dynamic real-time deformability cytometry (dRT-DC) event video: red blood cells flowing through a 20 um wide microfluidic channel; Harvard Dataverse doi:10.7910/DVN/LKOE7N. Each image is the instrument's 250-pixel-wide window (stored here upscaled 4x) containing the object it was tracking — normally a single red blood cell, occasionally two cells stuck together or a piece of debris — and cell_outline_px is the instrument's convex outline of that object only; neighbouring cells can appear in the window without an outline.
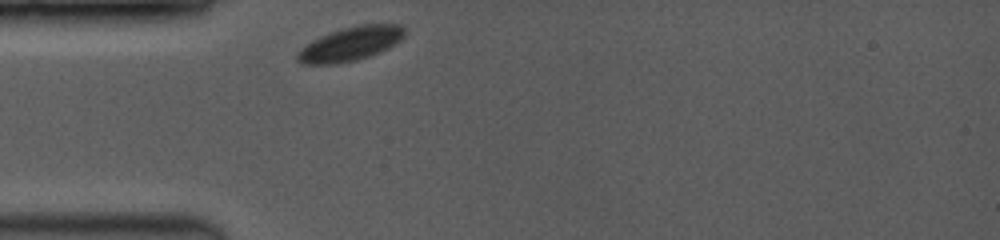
{"species": "common noctule bat (a hibernating species)", "species_latin": "Nyctalus noctula", "temperature_condition": "room temperature", "stored_images_in_passage": 3, "camera_frame_rate_fps": 3500, "um_per_image_px": 0.085, "animal": {"sex": "female", "body_mass_g": 19.0, "forearm_length_mm": 53.3}, "frame": {"image": 1, "passage_image": 1, "time_ms": 0.0, "image_size_px": [1000, 240], "cell_outline_px": [[404, 36], [396, 44], [380, 52], [356, 60], [336, 64], [300, 64], [296, 60], [296, 52], [300, 48], [312, 40], [320, 36], [344, 28], [360, 24], [400, 24], [404, 28]], "centroid_in_image_um": [29.76, 3.74], "position_along_channel_um": 55.2, "area_um2": 21.27}}